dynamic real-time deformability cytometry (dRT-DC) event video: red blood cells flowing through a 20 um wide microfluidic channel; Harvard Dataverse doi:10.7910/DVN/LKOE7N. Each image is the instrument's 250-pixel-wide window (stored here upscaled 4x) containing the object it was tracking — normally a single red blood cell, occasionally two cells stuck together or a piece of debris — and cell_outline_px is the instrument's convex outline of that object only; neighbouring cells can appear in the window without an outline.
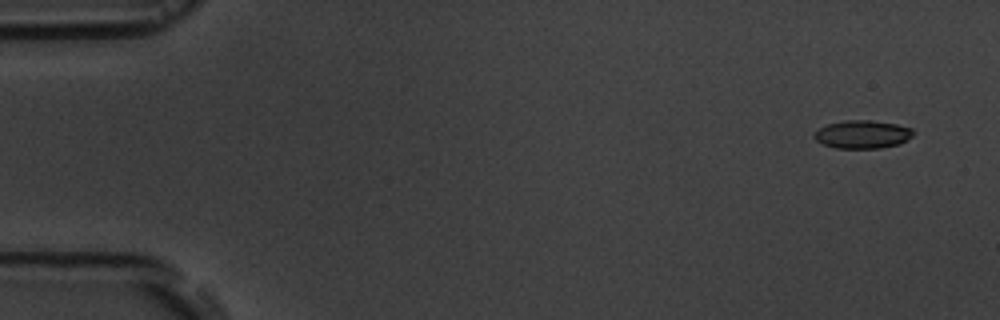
{"species": "common noctule bat (a hibernating species)", "species_latin": "Nyctalus noctula", "temperature_condition": "room temperature", "stored_images_in_passage": 4, "camera_frame_rate_fps": 3000, "um_per_image_px": 0.085, "animal": {"sex": "male", "body_mass_g": 19.5, "forearm_length_mm": 54.6}, "frame": {"image": 1, "passage_image": 1, "time_ms": 0.0, "image_size_px": [1000, 320], "cell_outline_px": [[916, 132], [912, 136], [900, 144], [880, 148], [836, 148], [824, 144], [816, 140], [812, 136], [820, 128], [828, 124], [844, 120], [872, 120], [896, 124], [912, 128]], "centroid_in_image_um": [73.34, 11.42], "position_along_channel_um": 11.7, "area_um2": 16.24}}
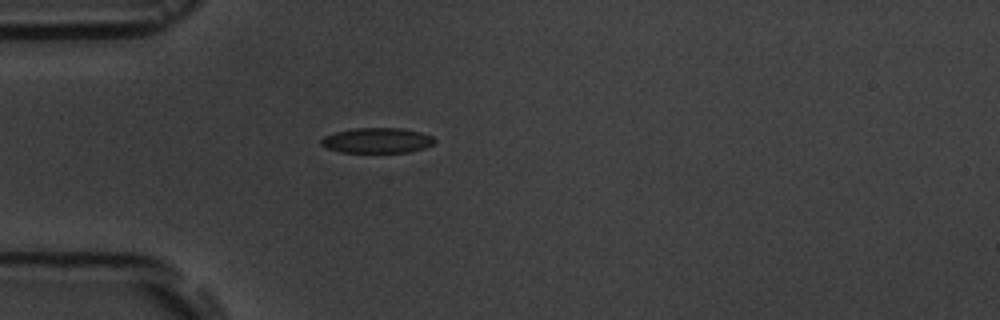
{"frame": {"image": 2, "passage_image": 4, "time_ms": 4.333, "image_size_px": [1000, 320], "cell_outline_px": [[436, 140], [432, 144], [424, 148], [408, 152], [340, 152], [328, 148], [320, 144], [320, 140], [324, 136], [336, 132], [356, 128], [400, 128], [420, 132], [432, 136]], "centroid_in_image_um": [32.05, 11.94], "position_along_channel_um": 53.0, "area_um2": 16.53}}